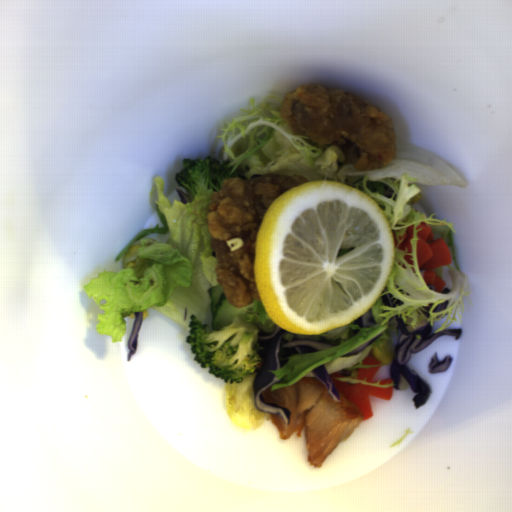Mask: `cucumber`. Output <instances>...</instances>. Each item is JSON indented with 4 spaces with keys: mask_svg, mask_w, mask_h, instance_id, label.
<instances>
[{
    "mask_svg": "<svg viewBox=\"0 0 512 512\" xmlns=\"http://www.w3.org/2000/svg\"><path fill=\"white\" fill-rule=\"evenodd\" d=\"M207 293L211 300V331L223 330L232 324L236 317L245 321L254 309L253 301L240 308L230 306L220 284L208 289Z\"/></svg>",
    "mask_w": 512,
    "mask_h": 512,
    "instance_id": "obj_1",
    "label": "cucumber"
}]
</instances>
